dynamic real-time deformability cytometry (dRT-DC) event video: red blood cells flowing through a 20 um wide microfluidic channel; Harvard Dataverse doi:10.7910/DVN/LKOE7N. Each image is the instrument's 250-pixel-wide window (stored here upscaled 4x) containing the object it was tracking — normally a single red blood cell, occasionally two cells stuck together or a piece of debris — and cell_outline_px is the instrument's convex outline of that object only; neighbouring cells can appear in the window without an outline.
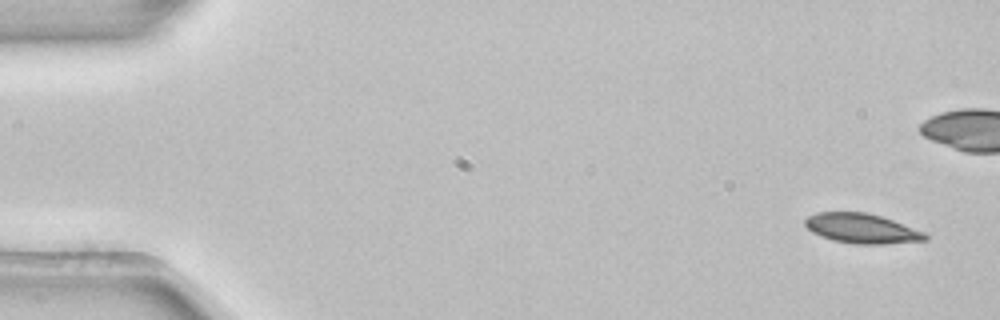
{"species": "common noctule bat (a hibernating species)", "species_latin": "Nyctalus noctula", "temperature_condition": "room temperature", "stored_images_in_passage": 5, "camera_frame_rate_fps": 3000, "um_per_image_px": 0.085, "animal": {"sex": "female", "body_mass_g": 22.7, "forearm_length_mm": 54.2}, "frame": {"image": 1, "passage_image": 1, "time_ms": 0.0, "image_size_px": [1000, 320], "cell_outline_px": [[928, 240], [884, 244], [856, 244], [832, 240], [820, 236], [812, 232], [804, 224], [804, 220], [808, 216], [816, 212], [868, 212], [892, 220], [924, 232], [928, 236]], "centroid_in_image_um": [73.23, 19.42], "position_along_channel_um": 11.8, "area_um2": 20.81}}